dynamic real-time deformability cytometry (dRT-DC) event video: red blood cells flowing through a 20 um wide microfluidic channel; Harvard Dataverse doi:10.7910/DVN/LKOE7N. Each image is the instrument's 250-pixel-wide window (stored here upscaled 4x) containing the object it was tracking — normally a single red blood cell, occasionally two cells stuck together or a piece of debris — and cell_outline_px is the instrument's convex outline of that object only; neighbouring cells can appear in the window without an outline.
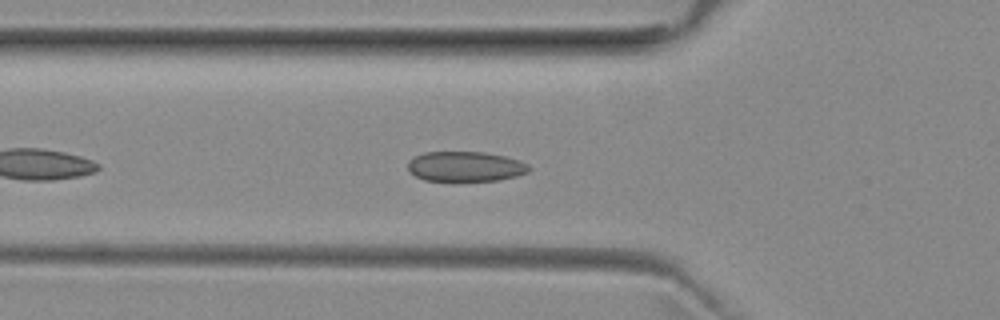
{"species": "common noctule bat (a hibernating species)", "species_latin": "Nyctalus noctula", "temperature_condition": "room temperature", "stored_images_in_passage": 37, "camera_frame_rate_fps": 3000, "um_per_image_px": 0.085, "animal": {"sex": "female", "body_mass_g": 29.2, "forearm_length_mm": 56.3}, "frame": {"image": 1, "passage_image": 5, "time_ms": 1.333, "image_size_px": [1000, 320], "cell_outline_px": [[532, 168], [528, 172], [516, 176], [500, 180], [452, 184], [424, 180], [408, 172], [408, 160], [424, 152], [484, 152], [504, 156], [528, 164]], "centroid_in_image_um": [39.52, 14.21], "position_along_channel_um": 86.3, "area_um2": 22.14}}
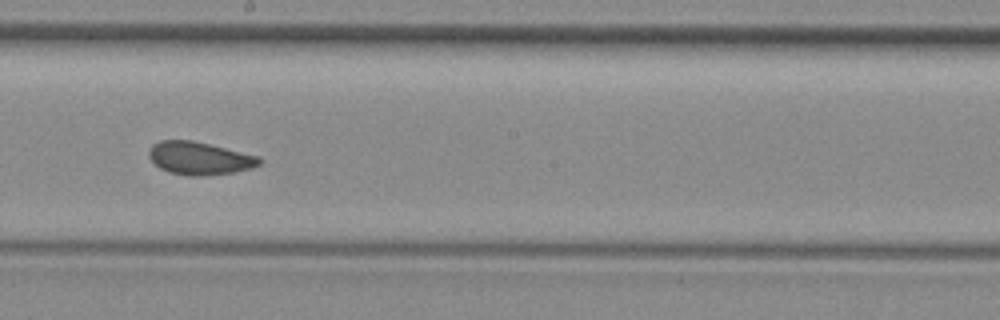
{"frame": {"image": 2, "passage_image": 16, "time_ms": 5.0, "image_size_px": [1000, 320], "cell_outline_px": [[264, 160], [260, 164], [252, 168], [236, 172], [204, 176], [188, 176], [168, 172], [160, 168], [148, 156], [148, 152], [152, 144], [160, 140], [192, 140], [260, 156]], "centroid_in_image_um": [16.98, 13.46], "position_along_channel_um": 231.2, "area_um2": 21.39}}
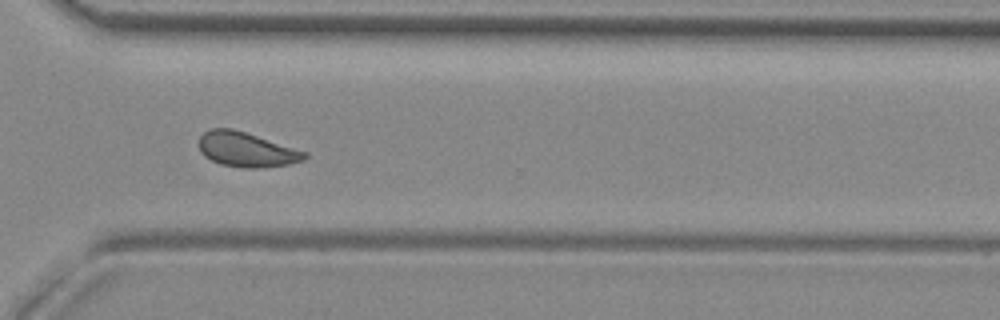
{"frame": {"image": 3, "passage_image": 25, "time_ms": 8.0, "image_size_px": [1000, 320], "cell_outline_px": [[308, 156], [304, 160], [288, 164], [260, 168], [244, 168], [220, 164], [204, 156], [200, 152], [200, 136], [204, 132], [212, 128], [232, 128], [308, 152]], "centroid_in_image_um": [20.95, 12.72], "position_along_channel_um": 349.6, "area_um2": 21.27}, "authors_computed_cell_mechanics": {"area_um2": 21.1548, "velocity_mm_per_s": 3.9479, "shape_relaxation_time_tau1_ms": null, "shape_relaxation_time_tau2_ms": 1.3626, "deformation_change_tau1": null, "deformation_change_tau2": 0.0677}}